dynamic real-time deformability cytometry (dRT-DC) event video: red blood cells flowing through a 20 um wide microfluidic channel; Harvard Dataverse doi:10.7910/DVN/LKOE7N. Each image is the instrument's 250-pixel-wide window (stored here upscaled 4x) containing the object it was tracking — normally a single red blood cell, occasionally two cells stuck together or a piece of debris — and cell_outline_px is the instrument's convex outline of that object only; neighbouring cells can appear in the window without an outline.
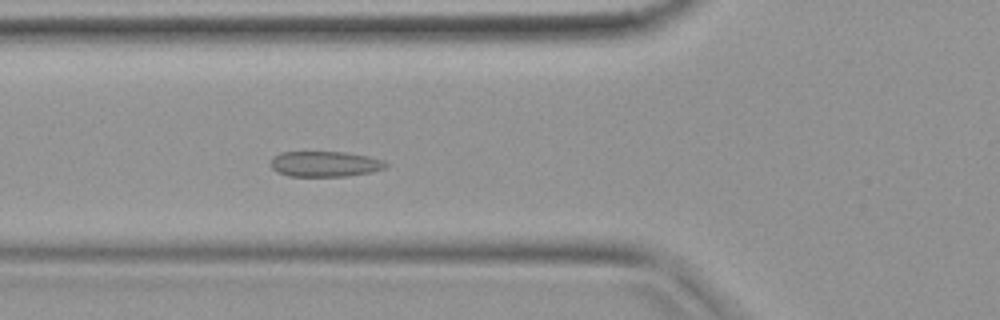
{"species": "common noctule bat (a hibernating species)", "species_latin": "Nyctalus noctula", "temperature_condition": "warm", "stored_images_in_passage": 40, "camera_frame_rate_fps": 3000, "um_per_image_px": 0.085, "animal": {"sex": "female", "body_mass_g": 19.9}, "frame": {"image": 1, "passage_image": 15, "time_ms": 4.667, "image_size_px": [1000, 320], "cell_outline_px": [[388, 164], [384, 168], [372, 172], [348, 176], [288, 176], [276, 172], [272, 168], [272, 156], [280, 152], [344, 152], [368, 156], [384, 160]], "centroid_in_image_um": [27.62, 13.94], "position_along_channel_um": 98.2, "area_um2": 17.17}}
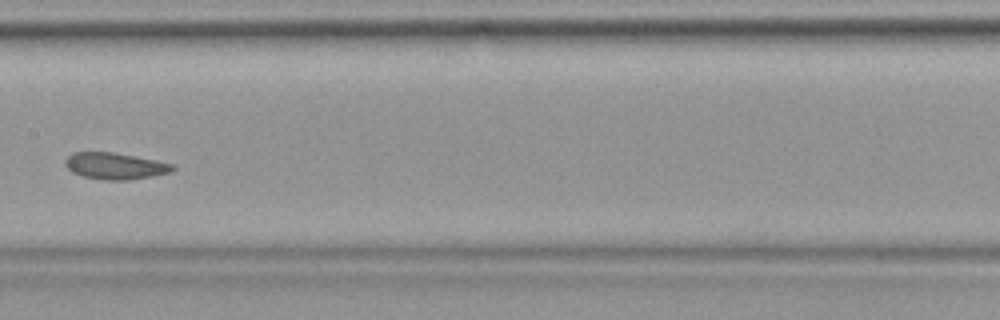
{"frame": {"image": 2, "passage_image": 21, "time_ms": 6.667, "image_size_px": [1000, 320], "cell_outline_px": [[176, 168], [172, 172], [128, 180], [104, 180], [84, 176], [72, 172], [64, 164], [64, 160], [72, 152], [112, 152], [156, 160], [176, 164]], "centroid_in_image_um": [9.8, 14.1], "position_along_channel_um": 197.6, "area_um2": 16.65}}
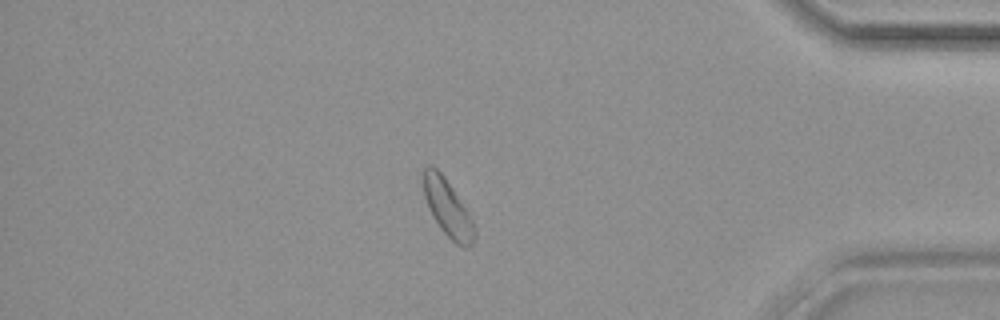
{"frame": {"image": 3, "passage_image": 35, "time_ms": 11.333, "image_size_px": [1000, 320], "cell_outline_px": [[476, 236], [472, 244], [468, 248], [464, 248], [456, 244], [440, 228], [432, 216], [428, 208], [424, 196], [420, 172], [428, 164], [432, 164], [444, 176], [472, 216], [476, 232]], "centroid_in_image_um": [38.03, 17.65], "position_along_channel_um": 397.2, "area_um2": 17.51}}